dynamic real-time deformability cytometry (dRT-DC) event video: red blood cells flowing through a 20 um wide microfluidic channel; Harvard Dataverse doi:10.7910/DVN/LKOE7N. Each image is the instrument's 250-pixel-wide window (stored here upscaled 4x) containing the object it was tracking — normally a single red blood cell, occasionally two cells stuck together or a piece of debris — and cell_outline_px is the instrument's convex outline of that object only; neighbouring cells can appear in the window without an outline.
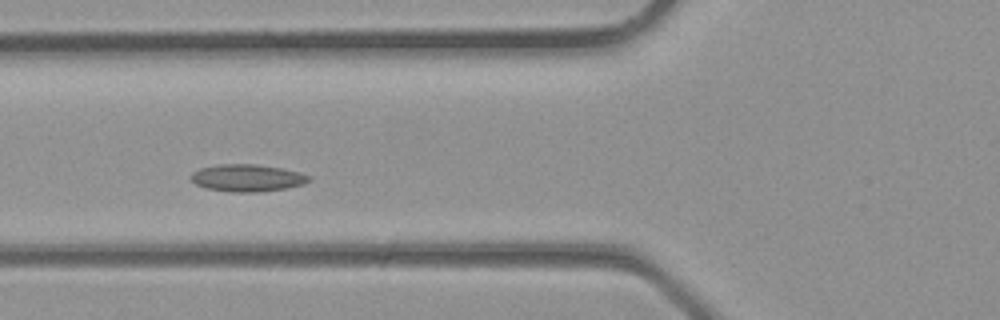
{"species": "common noctule bat (a hibernating species)", "species_latin": "Nyctalus noctula", "temperature_condition": "room temperature", "stored_images_in_passage": 5, "camera_frame_rate_fps": 3000, "um_per_image_px": 0.085, "animal": {"sex": "male", "body_mass_g": 23.1, "forearm_length_mm": 52.7}, "frame": {"image": 1, "passage_image": 4, "time_ms": 1.0, "image_size_px": [1000, 320], "cell_outline_px": [[312, 180], [304, 184], [284, 188], [260, 192], [228, 192], [208, 188], [196, 184], [188, 176], [192, 172], [200, 168], [220, 164], [256, 164], [280, 168], [300, 172], [312, 176]], "centroid_in_image_um": [21.03, 15.12], "position_along_channel_um": 104.8, "area_um2": 18.79}}
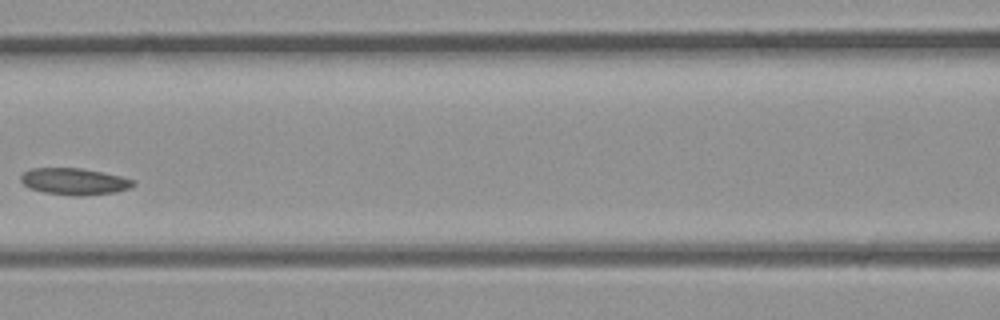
{"frame": {"image": 2, "passage_image": 5, "time_ms": 1.333, "image_size_px": [1000, 320], "cell_outline_px": [[136, 184], [132, 188], [116, 192], [80, 196], [72, 196], [44, 192], [28, 188], [20, 180], [20, 176], [24, 172], [32, 168], [80, 168], [120, 176], [136, 180]], "centroid_in_image_um": [6.34, 15.43], "position_along_channel_um": 160.3, "area_um2": 17.57}}